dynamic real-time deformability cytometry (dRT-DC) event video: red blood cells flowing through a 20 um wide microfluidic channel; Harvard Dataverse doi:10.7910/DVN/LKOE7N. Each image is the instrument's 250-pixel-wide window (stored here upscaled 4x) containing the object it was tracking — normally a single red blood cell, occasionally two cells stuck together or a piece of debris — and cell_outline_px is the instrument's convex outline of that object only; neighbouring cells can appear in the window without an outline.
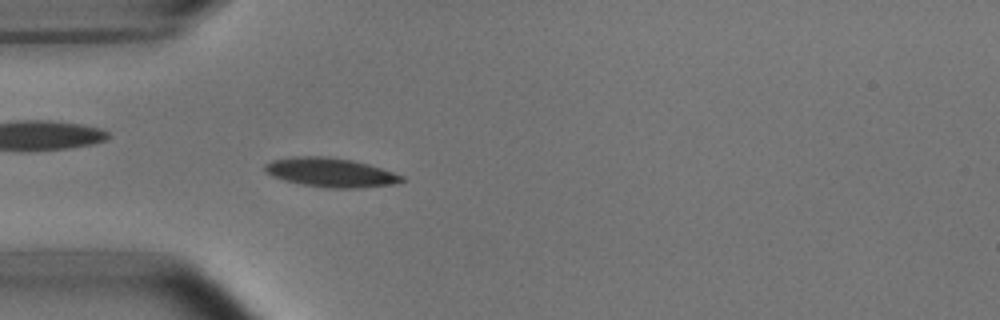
{"species": "common noctule bat (a hibernating species)", "species_latin": "Nyctalus noctula", "temperature_condition": "room temperature", "stored_images_in_passage": 53, "camera_frame_rate_fps": 3000, "um_per_image_px": 0.085, "animal": {"sex": "male", "body_mass_g": 15.6}, "frame": {"image": 1, "passage_image": 15, "time_ms": 4.667, "image_size_px": [1000, 320], "cell_outline_px": [[408, 180], [396, 184], [364, 188], [324, 188], [300, 184], [284, 180], [272, 176], [264, 172], [264, 164], [272, 160], [296, 156], [328, 156], [352, 160], [368, 164], [404, 176]], "centroid_in_image_um": [28.11, 14.67], "position_along_channel_um": 56.9, "area_um2": 23.58}}
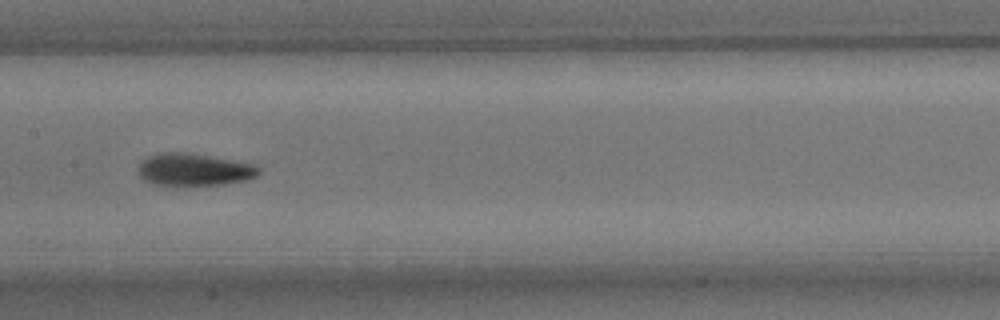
{"frame": {"image": 2, "passage_image": 26, "time_ms": 8.333, "image_size_px": [1000, 320], "cell_outline_px": [[260, 172], [256, 176], [248, 180], [224, 184], [184, 188], [180, 188], [152, 184], [144, 180], [136, 172], [136, 168], [140, 160], [156, 152], [184, 152], [256, 164], [260, 168]], "centroid_in_image_um": [16.42, 14.46], "position_along_channel_um": 191.0, "area_um2": 23.87}}
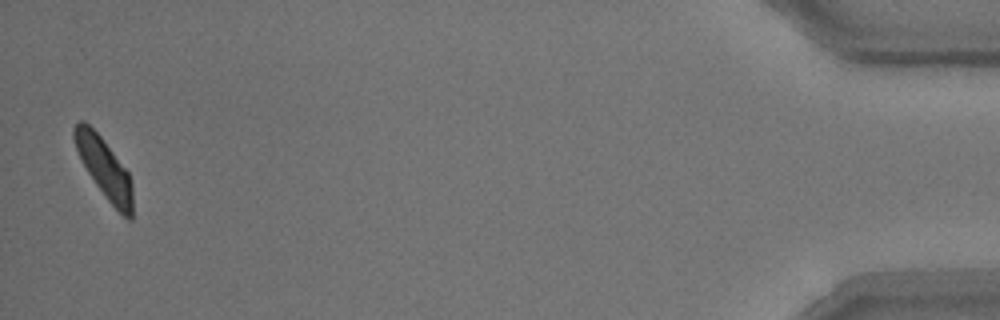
{"frame": {"image": 3, "passage_image": 52, "time_ms": 17.0, "image_size_px": [1000, 320], "cell_outline_px": [[132, 220], [128, 220], [108, 200], [96, 184], [88, 172], [76, 148], [72, 136], [72, 128], [80, 120], [84, 120], [100, 136], [128, 172], [132, 184]], "centroid_in_image_um": [8.86, 14.27], "position_along_channel_um": 426.3, "area_um2": 19.88}, "authors_computed_cell_mechanics": {"area_um2": 21.4438, "velocity_mm_per_s": 3.7415, "shape_relaxation_time_tau1_ms": 2.9809, "shape_relaxation_time_tau2_ms": 3.233, "deformation_change_tau1": 0.1178, "deformation_change_tau2": 0.0743}}